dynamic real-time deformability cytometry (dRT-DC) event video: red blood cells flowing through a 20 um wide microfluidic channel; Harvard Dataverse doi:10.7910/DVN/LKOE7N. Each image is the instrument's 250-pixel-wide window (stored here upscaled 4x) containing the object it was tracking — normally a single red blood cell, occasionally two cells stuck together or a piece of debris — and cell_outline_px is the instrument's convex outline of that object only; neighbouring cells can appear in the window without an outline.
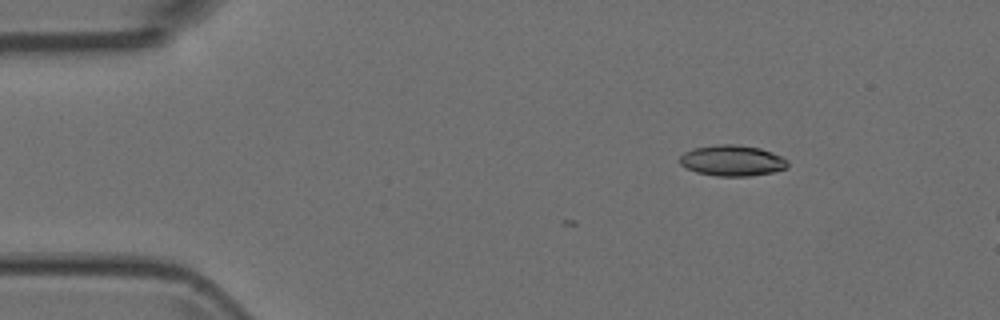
{"species": "Egyptian fruit bat (a non-hibernating species)", "species_latin": "Rousettus aegyptiacus", "temperature_condition": "room temperature", "stored_images_in_passage": 2, "camera_frame_rate_fps": 3000, "um_per_image_px": 0.085, "animal": {"sex": "female"}, "frame": {"image": 1, "passage_image": 1, "time_ms": 0.0, "image_size_px": [1000, 320], "cell_outline_px": [[788, 168], [772, 172], [748, 176], [716, 176], [696, 172], [684, 168], [680, 164], [680, 156], [684, 152], [692, 148], [720, 144], [736, 144], [760, 148], [772, 152], [788, 160]], "centroid_in_image_um": [62.22, 13.65], "position_along_channel_um": 22.8, "area_um2": 19.54}}